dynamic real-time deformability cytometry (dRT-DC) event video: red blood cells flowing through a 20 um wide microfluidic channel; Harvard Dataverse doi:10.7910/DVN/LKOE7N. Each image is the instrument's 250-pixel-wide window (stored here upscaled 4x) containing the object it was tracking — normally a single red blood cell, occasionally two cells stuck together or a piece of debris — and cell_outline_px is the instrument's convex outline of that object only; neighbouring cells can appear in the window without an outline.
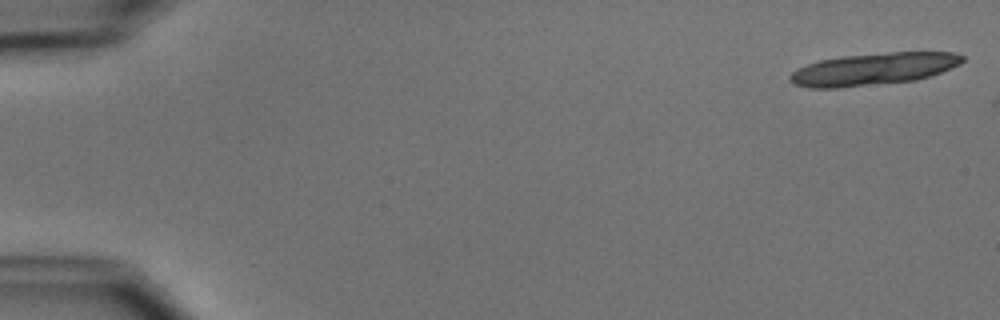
{"species": "common noctule bat (a hibernating species)", "species_latin": "Nyctalus noctula", "temperature_condition": "cold", "stored_images_in_passage": 2, "camera_frame_rate_fps": 3000, "um_per_image_px": 0.085, "animal": {"sex": "male", "body_mass_g": 15.6}, "frame": {"image": 1, "passage_image": 1, "time_ms": 0.0, "image_size_px": [1000, 320], "cell_outline_px": [[964, 60], [960, 64], [940, 72], [916, 80], [840, 88], [808, 88], [792, 84], [788, 80], [788, 76], [792, 72], [808, 64], [820, 60], [840, 56], [888, 52], [956, 52], [964, 56]], "centroid_in_image_um": [74.21, 5.87], "position_along_channel_um": 10.8, "area_um2": 32.43}}